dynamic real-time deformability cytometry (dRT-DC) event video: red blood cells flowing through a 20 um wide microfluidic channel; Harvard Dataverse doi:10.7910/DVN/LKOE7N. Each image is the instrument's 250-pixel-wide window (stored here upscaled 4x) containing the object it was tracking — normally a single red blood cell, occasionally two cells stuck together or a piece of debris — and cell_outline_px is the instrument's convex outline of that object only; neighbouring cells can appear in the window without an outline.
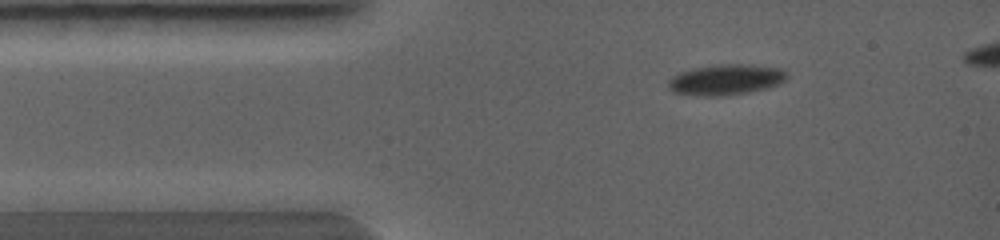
{"species": "common noctule bat (a hibernating species)", "species_latin": "Nyctalus noctula", "temperature_condition": "warm", "stored_images_in_passage": 25, "camera_frame_rate_fps": 5000, "um_per_image_px": 0.085, "animal": {"sex": "female", "body_mass_g": 19.0, "forearm_length_mm": 56.7}, "frame": {"image": 1, "passage_image": 1, "time_ms": 0.0, "image_size_px": [1000, 240], "cell_outline_px": [[788, 76], [780, 84], [768, 88], [748, 92], [716, 96], [704, 96], [672, 92], [668, 88], [668, 80], [672, 76], [680, 72], [692, 68], [712, 64], [748, 64], [780, 68], [788, 72]], "centroid_in_image_um": [61.69, 6.75], "position_along_channel_um": 23.3, "area_um2": 21.39}}
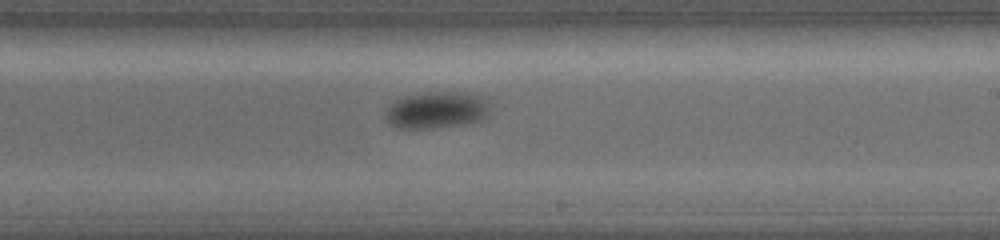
{"frame": {"image": 2, "passage_image": 13, "time_ms": 4.0, "image_size_px": [1000, 240], "cell_outline_px": [[492, 112], [484, 120], [460, 124], [428, 128], [396, 128], [388, 124], [384, 116], [388, 108], [396, 100], [408, 96], [428, 92], [468, 92], [480, 96], [492, 108]], "centroid_in_image_um": [37.15, 9.36], "position_along_channel_um": 251.8, "area_um2": 22.43}}
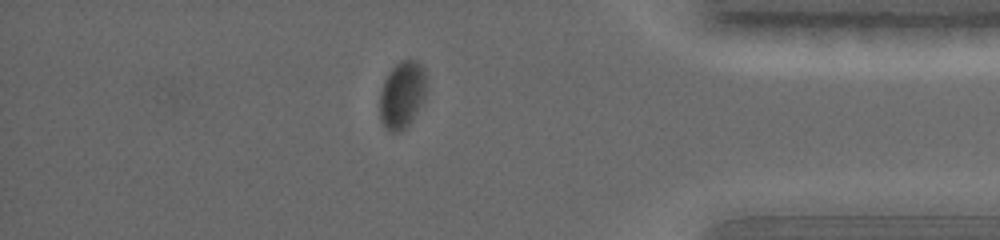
{"frame": {"image": 3, "passage_image": 21, "time_ms": 6.6, "image_size_px": [1000, 240], "cell_outline_px": [[424, 100], [412, 120], [400, 132], [392, 132], [384, 128], [380, 120], [380, 92], [384, 80], [388, 72], [400, 60], [416, 60], [424, 68]], "centroid_in_image_um": [34.14, 8.07], "position_along_channel_um": 401.1, "area_um2": 18.15}}